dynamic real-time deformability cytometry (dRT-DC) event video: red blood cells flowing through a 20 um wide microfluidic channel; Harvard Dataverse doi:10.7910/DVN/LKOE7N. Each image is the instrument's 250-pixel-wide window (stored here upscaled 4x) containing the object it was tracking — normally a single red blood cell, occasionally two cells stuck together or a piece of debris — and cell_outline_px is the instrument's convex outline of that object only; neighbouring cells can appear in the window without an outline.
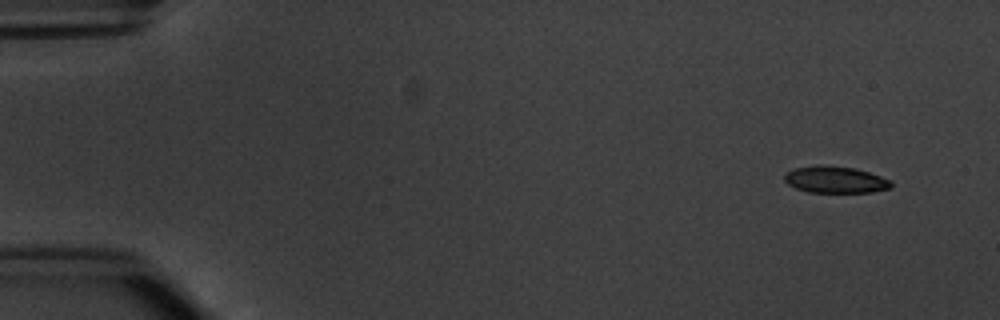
{"species": "common noctule bat (a hibernating species)", "species_latin": "Nyctalus noctula", "temperature_condition": "warm", "stored_images_in_passage": 3, "segment_of_instrument_passage": [2, 2], "camera_frame_rate_fps": 3000, "um_per_image_px": 0.085, "animal": {"sex": "male", "body_mass_g": 20.1, "forearm_length_mm": 53.5}, "frame": {"image": 1, "passage_image": 3, "time_ms": 3.333, "image_size_px": [1000, 320], "cell_outline_px": [[892, 188], [872, 192], [808, 192], [796, 188], [788, 184], [784, 180], [784, 176], [788, 172], [796, 168], [820, 164], [856, 168], [892, 180]], "centroid_in_image_um": [71.03, 15.27], "position_along_channel_um": 14.0, "area_um2": 16.65}}